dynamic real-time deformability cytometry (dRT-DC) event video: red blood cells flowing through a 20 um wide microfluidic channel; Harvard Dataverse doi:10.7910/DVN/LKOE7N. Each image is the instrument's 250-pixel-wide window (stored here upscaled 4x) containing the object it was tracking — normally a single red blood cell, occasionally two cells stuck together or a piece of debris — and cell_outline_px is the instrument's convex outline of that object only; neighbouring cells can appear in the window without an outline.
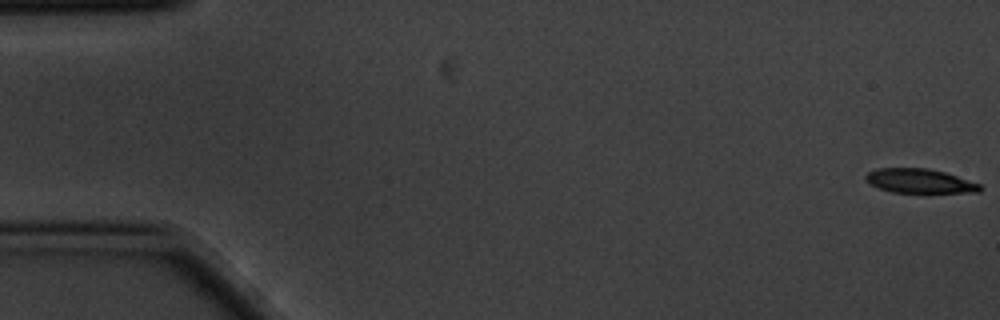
{"species": "common noctule bat (a hibernating species)", "species_latin": "Nyctalus noctula", "temperature_condition": "cold", "stored_images_in_passage": 6, "camera_frame_rate_fps": 3000, "um_per_image_px": 0.085, "animal": {"sex": "male", "body_mass_g": 20.1, "forearm_length_mm": 53.5}, "frame": {"image": 1, "passage_image": 1, "time_ms": 0.0, "image_size_px": [1000, 320], "cell_outline_px": [[984, 188], [980, 192], [892, 192], [880, 188], [872, 184], [864, 176], [868, 172], [876, 168], [928, 168], [944, 172], [980, 184]], "centroid_in_image_um": [78.19, 15.37], "position_along_channel_um": 6.8, "area_um2": 15.9}}